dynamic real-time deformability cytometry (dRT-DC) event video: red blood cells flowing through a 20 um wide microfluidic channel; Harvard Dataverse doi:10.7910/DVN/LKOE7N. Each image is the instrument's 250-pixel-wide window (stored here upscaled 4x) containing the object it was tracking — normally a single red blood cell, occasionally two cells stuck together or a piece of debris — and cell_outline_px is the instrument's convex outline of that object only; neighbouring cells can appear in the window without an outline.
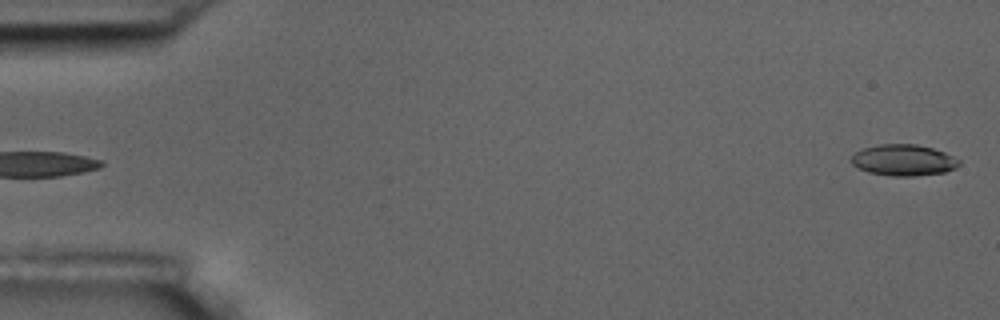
{"species": "common noctule bat (a hibernating species)", "species_latin": "Nyctalus noctula", "temperature_condition": "room temperature", "stored_images_in_passage": 7, "camera_frame_rate_fps": 3000, "um_per_image_px": 0.085, "animal": {"sex": "male", "body_mass_g": 17.5, "forearm_length_mm": 52.3}, "frame": {"image": 1, "passage_image": 1, "time_ms": 0.0, "image_size_px": [1000, 320], "cell_outline_px": [[960, 164], [956, 168], [944, 172], [912, 176], [892, 176], [868, 172], [852, 164], [848, 160], [856, 152], [864, 148], [880, 144], [916, 144], [932, 148], [944, 152], [960, 160]], "centroid_in_image_um": [76.79, 13.61], "position_along_channel_um": 8.2, "area_um2": 19.54}}